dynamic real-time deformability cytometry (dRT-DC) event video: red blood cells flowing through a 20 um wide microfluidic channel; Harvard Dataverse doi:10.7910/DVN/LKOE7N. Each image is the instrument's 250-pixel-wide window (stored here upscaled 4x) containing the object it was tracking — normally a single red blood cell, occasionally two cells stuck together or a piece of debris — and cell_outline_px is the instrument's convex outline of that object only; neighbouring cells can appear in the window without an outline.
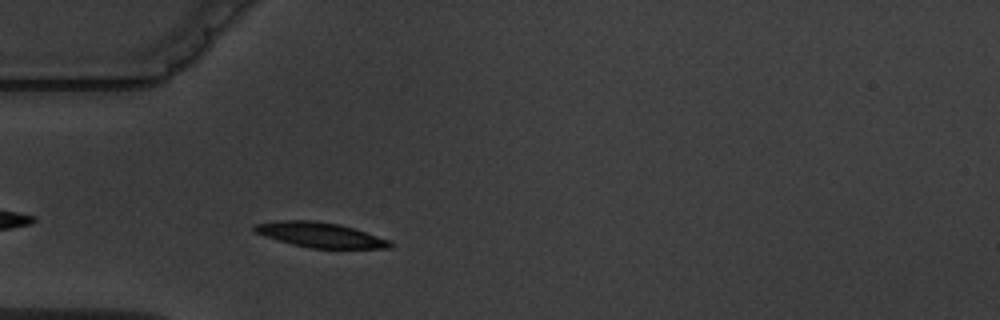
{"species": "common noctule bat (a hibernating species)", "species_latin": "Nyctalus noctula", "temperature_condition": "warm", "stored_images_in_passage": 3, "camera_frame_rate_fps": 3000, "um_per_image_px": 0.085, "animal": {"sex": "male", "body_mass_g": 19.5, "forearm_length_mm": 54.6}, "frame": {"image": 1, "passage_image": 3, "time_ms": 2.333, "image_size_px": [1000, 320], "cell_outline_px": [[392, 244], [388, 248], [312, 248], [292, 244], [264, 236], [256, 232], [252, 228], [256, 224], [280, 220], [312, 220], [340, 224], [388, 240]], "centroid_in_image_um": [27.16, 19.95], "position_along_channel_um": 57.8, "area_um2": 19.31}}